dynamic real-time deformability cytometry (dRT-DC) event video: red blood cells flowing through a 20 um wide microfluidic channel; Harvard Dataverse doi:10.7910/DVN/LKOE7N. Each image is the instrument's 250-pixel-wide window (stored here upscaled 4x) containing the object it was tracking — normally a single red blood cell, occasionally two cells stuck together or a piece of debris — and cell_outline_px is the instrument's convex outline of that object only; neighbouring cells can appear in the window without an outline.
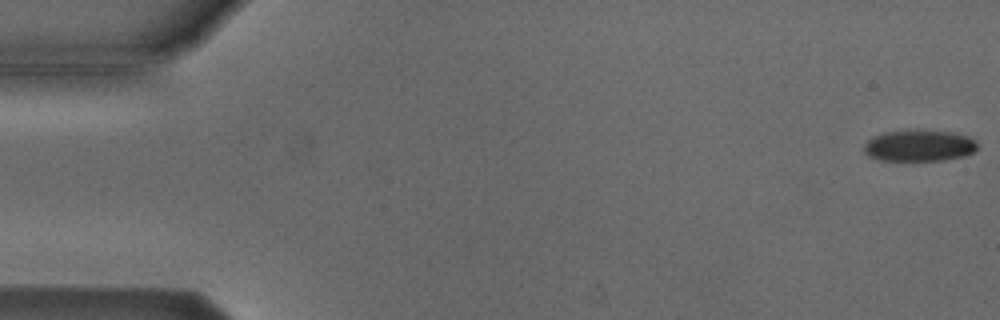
{"species": "Egyptian fruit bat (a non-hibernating species)", "species_latin": "Rousettus aegyptiacus", "temperature_condition": "cold", "stored_images_in_passage": 13, "camera_frame_rate_fps": 3000, "um_per_image_px": 0.085, "animal": {"sex": "male"}, "frame": {"image": 1, "passage_image": 1, "time_ms": 0.0, "image_size_px": [1000, 320], "cell_outline_px": [[976, 148], [972, 152], [964, 156], [944, 160], [880, 160], [868, 156], [864, 152], [864, 144], [872, 136], [884, 132], [948, 132], [968, 136], [976, 140]], "centroid_in_image_um": [78.1, 12.41], "position_along_channel_um": 6.9, "area_um2": 20.11}}